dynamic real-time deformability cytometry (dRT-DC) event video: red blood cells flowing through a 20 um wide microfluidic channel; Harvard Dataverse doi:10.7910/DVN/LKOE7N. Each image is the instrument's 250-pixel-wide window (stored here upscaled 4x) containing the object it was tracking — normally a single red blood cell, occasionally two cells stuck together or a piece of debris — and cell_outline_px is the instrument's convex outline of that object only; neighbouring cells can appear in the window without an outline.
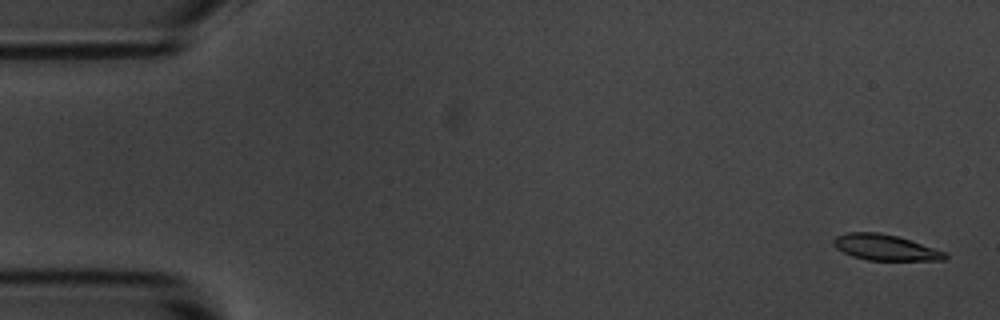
{"species": "common noctule bat (a hibernating species)", "species_latin": "Nyctalus noctula", "temperature_condition": "room temperature", "stored_images_in_passage": 5, "camera_frame_rate_fps": 3000, "um_per_image_px": 0.085, "animal": {"sex": "male", "body_mass_g": 20.1, "forearm_length_mm": 53.5}, "frame": {"image": 1, "passage_image": 1, "time_ms": 0.0, "image_size_px": [1000, 320], "cell_outline_px": [[948, 256], [944, 260], [868, 260], [852, 256], [836, 248], [832, 244], [832, 240], [836, 236], [848, 232], [880, 232], [896, 236], [948, 252]], "centroid_in_image_um": [75.24, 21.03], "position_along_channel_um": 9.8, "area_um2": 16.76}}